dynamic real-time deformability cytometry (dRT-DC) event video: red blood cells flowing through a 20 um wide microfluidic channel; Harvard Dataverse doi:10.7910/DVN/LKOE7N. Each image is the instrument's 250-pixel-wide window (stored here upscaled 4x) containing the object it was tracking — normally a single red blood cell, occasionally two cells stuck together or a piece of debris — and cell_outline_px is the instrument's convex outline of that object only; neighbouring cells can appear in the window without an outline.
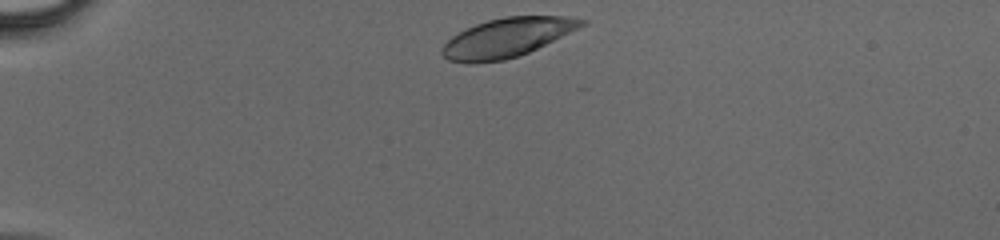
{"species": "human", "species_latin": "Homo sapiens", "temperature_condition": "cold", "stored_images_in_passage": 31, "camera_frame_rate_fps": 3000, "um_per_image_px": 0.085, "donor": {"sex": "male"}, "frame": {"image": 1, "passage_image": 1, "time_ms": 0.0, "image_size_px": [1000, 240], "cell_outline_px": [[588, 20], [584, 24], [528, 52], [504, 60], [472, 64], [468, 64], [448, 60], [440, 52], [440, 48], [452, 36], [476, 24], [488, 20], [504, 16], [564, 16]], "centroid_in_image_um": [43.01, 3.21], "position_along_channel_um": 42.0, "area_um2": 31.21}}
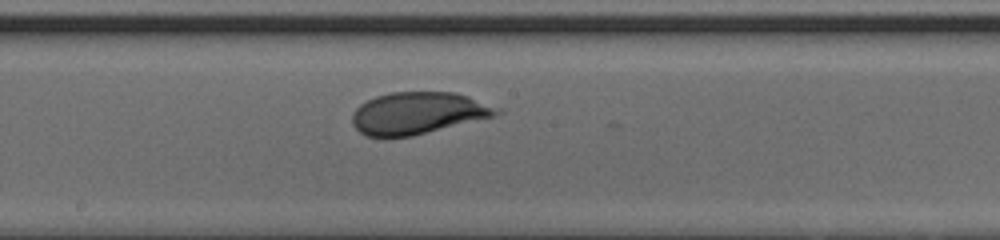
{"frame": {"image": 2, "passage_image": 16, "time_ms": 5.0, "image_size_px": [1000, 240], "cell_outline_px": [[504, 112], [492, 116], [412, 136], [364, 136], [352, 124], [352, 112], [360, 104], [376, 96], [392, 92], [452, 92], [468, 96], [504, 108]], "centroid_in_image_um": [35.54, 9.6], "position_along_channel_um": 212.7, "area_um2": 35.2}}
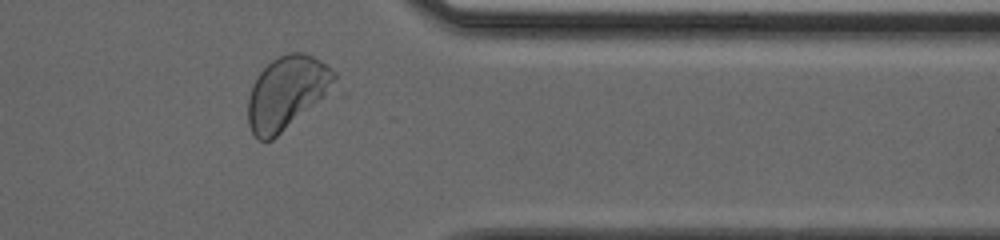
{"frame": {"image": 3, "passage_image": 28, "time_ms": 9.0, "image_size_px": [1000, 240], "cell_outline_px": [[344, 96], [272, 140], [260, 140], [252, 132], [248, 124], [248, 100], [252, 84], [260, 72], [272, 60], [288, 52], [300, 52], [312, 56], [320, 60], [336, 72], [344, 92]], "centroid_in_image_um": [24.68, 7.97], "position_along_channel_um": 386.7, "area_um2": 40.81}}